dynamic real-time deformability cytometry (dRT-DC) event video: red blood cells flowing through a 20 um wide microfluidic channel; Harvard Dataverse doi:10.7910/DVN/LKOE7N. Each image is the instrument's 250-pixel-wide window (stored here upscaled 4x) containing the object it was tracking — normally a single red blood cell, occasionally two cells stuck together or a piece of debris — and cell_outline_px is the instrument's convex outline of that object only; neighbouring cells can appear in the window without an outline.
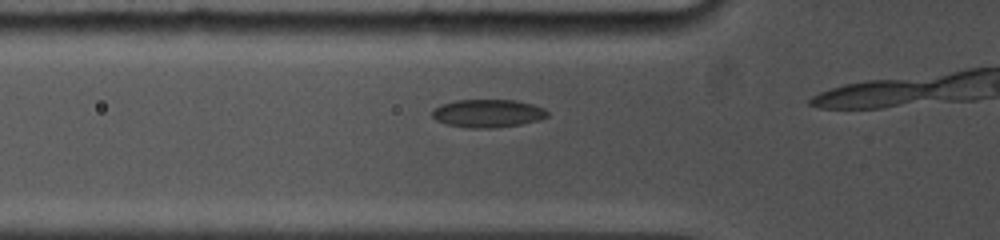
{"species": "common noctule bat (a hibernating species)", "species_latin": "Nyctalus noctula", "temperature_condition": "cold", "stored_images_in_passage": 6, "camera_frame_rate_fps": 5000, "um_per_image_px": 0.085, "animal": {"sex": "female", "body_mass_g": 19.0, "forearm_length_mm": 53.3}, "frame": {"image": 1, "passage_image": 4, "time_ms": 1.2, "image_size_px": [1000, 240], "cell_outline_px": [[548, 116], [540, 120], [520, 124], [492, 128], [468, 128], [448, 124], [436, 120], [432, 116], [432, 112], [440, 104], [456, 100], [516, 100], [532, 104], [544, 108], [548, 112]], "centroid_in_image_um": [41.48, 9.63], "position_along_channel_um": 84.3, "area_um2": 18.79}}